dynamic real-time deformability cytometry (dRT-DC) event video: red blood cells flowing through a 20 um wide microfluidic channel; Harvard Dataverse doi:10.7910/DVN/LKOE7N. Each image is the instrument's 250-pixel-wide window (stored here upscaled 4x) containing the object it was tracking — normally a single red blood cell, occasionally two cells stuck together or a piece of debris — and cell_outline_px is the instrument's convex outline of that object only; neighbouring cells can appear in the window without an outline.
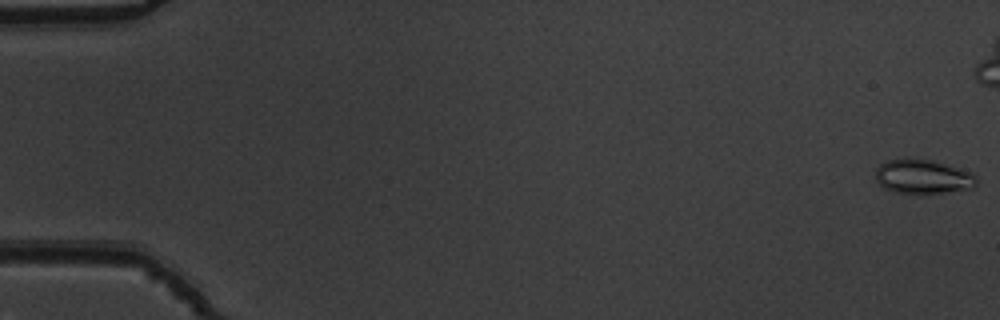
{"species": "common noctule bat (a hibernating species)", "species_latin": "Nyctalus noctula", "temperature_condition": "warm", "stored_images_in_passage": 17, "camera_frame_rate_fps": 3000, "um_per_image_px": 0.085, "animal": {"sex": "male", "body_mass_g": 19.5, "forearm_length_mm": 54.6}, "frame": {"image": 1, "passage_image": 1, "time_ms": 0.0, "image_size_px": [1000, 320], "cell_outline_px": [[976, 184], [972, 188], [920, 196], [896, 192], [884, 188], [876, 180], [876, 168], [880, 164], [888, 160], [904, 156], [908, 156], [932, 160], [972, 172], [976, 176]], "centroid_in_image_um": [78.41, 15.01], "position_along_channel_um": 6.6, "area_um2": 20.92}}